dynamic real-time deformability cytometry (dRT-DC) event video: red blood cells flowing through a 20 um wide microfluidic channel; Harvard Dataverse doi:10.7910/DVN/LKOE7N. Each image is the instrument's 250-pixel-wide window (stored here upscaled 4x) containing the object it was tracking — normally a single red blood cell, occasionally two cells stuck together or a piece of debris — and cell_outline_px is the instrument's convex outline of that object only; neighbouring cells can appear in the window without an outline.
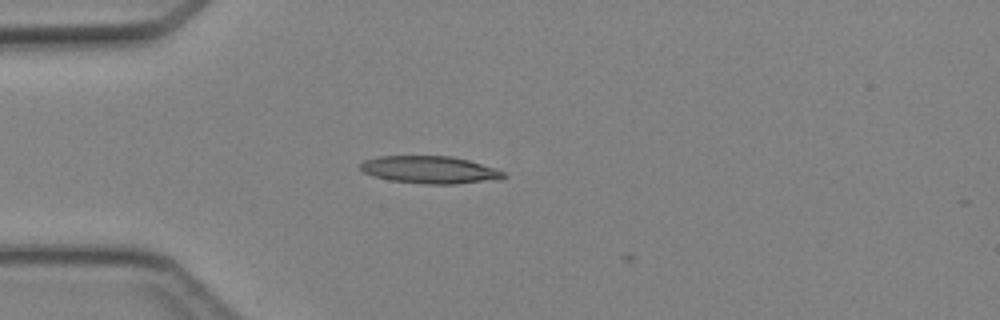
{"species": "Egyptian fruit bat (a non-hibernating species)", "species_latin": "Rousettus aegyptiacus", "temperature_condition": "cold", "stored_images_in_passage": 4, "camera_frame_rate_fps": 3000, "um_per_image_px": 0.085, "animal": {"sex": "female"}, "frame": {"image": 1, "passage_image": 3, "time_ms": 2.667, "image_size_px": [1000, 320], "cell_outline_px": [[508, 176], [504, 180], [456, 184], [428, 184], [388, 180], [364, 172], [360, 168], [360, 164], [364, 160], [380, 156], [452, 156], [468, 160], [496, 168], [504, 172]], "centroid_in_image_um": [36.63, 14.44], "position_along_channel_um": 48.4, "area_um2": 23.12}}